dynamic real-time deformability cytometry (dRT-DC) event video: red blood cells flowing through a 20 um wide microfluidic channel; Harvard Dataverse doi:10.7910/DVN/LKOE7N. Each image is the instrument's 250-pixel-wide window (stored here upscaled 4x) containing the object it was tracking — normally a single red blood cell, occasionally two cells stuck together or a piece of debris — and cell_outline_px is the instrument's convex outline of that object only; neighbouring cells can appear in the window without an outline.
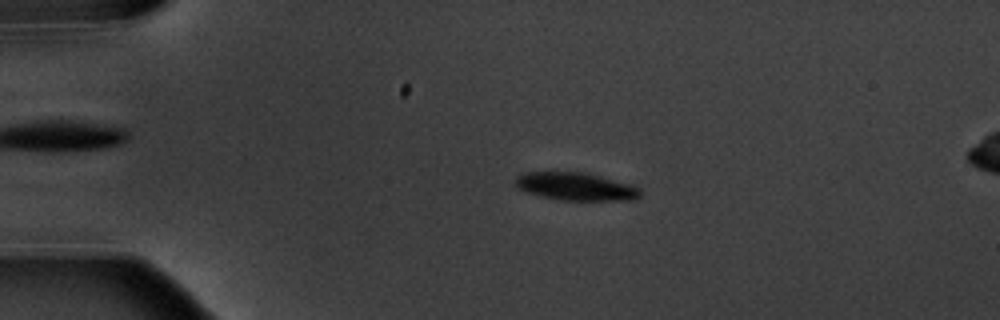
{"species": "common noctule bat (a hibernating species)", "species_latin": "Nyctalus noctula", "temperature_condition": "warm", "stored_images_in_passage": 5, "camera_frame_rate_fps": 3000, "um_per_image_px": 0.085, "animal": {"sex": "male", "body_mass_g": 20.1, "forearm_length_mm": 53.5}, "frame": {"image": 1, "passage_image": 3, "time_ms": 2.333, "image_size_px": [1000, 320], "cell_outline_px": [[640, 196], [636, 200], [560, 200], [528, 192], [516, 188], [512, 184], [516, 176], [524, 172], [548, 168], [552, 168], [588, 172], [632, 184], [640, 188]], "centroid_in_image_um": [48.86, 15.78], "position_along_channel_um": 36.1, "area_um2": 21.56}}